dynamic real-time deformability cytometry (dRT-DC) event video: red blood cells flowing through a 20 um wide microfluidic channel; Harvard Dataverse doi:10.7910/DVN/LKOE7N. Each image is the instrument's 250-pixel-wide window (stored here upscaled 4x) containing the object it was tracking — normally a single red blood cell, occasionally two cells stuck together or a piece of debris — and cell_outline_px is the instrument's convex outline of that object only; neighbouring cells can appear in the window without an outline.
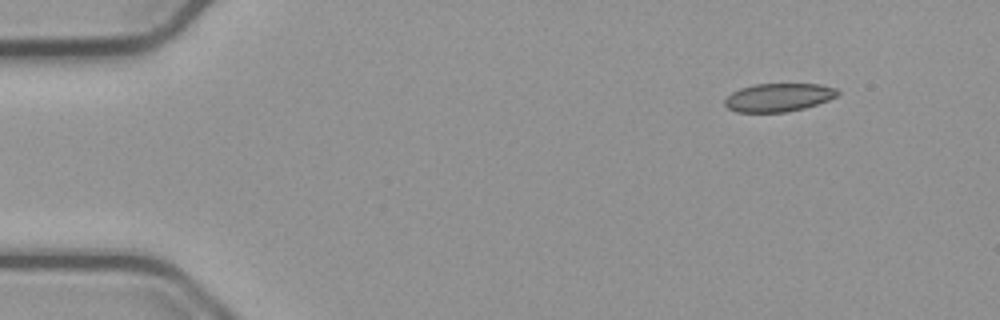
{"species": "common noctule bat (a hibernating species)", "species_latin": "Nyctalus noctula", "temperature_condition": "cold", "stored_images_in_passage": 9, "camera_frame_rate_fps": 3000, "um_per_image_px": 0.085, "animal": {"sex": "male", "body_mass_g": 23.1, "forearm_length_mm": 52.7}, "frame": {"image": 1, "passage_image": 1, "time_ms": 0.0, "image_size_px": [1000, 320], "cell_outline_px": [[840, 92], [836, 96], [828, 100], [804, 108], [788, 112], [736, 112], [728, 108], [724, 104], [724, 100], [732, 92], [740, 88], [756, 84], [820, 84], [836, 88]], "centroid_in_image_um": [66.17, 8.28], "position_along_channel_um": 18.8, "area_um2": 18.55}}